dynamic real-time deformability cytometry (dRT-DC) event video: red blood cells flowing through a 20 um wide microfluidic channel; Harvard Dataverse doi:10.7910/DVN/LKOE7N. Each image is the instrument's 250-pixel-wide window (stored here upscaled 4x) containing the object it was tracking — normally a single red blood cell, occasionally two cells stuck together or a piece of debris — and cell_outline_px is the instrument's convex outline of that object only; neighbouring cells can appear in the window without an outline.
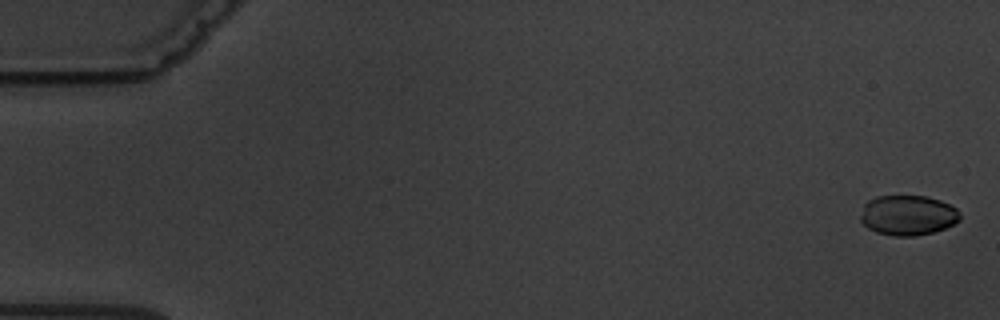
{"species": "common noctule bat (a hibernating species)", "species_latin": "Nyctalus noctula", "temperature_condition": "warm", "stored_images_in_passage": 14, "camera_frame_rate_fps": 3000, "um_per_image_px": 0.085, "animal": {"sex": "male", "body_mass_g": 19.5, "forearm_length_mm": 54.6}, "frame": {"image": 1, "passage_image": 1, "time_ms": 0.0, "image_size_px": [1000, 320], "cell_outline_px": [[960, 220], [944, 228], [932, 232], [912, 236], [892, 236], [876, 232], [868, 228], [860, 220], [860, 216], [864, 204], [868, 200], [876, 196], [928, 196], [940, 200], [956, 208], [960, 212]], "centroid_in_image_um": [77.15, 18.29], "position_along_channel_um": 7.9, "area_um2": 23.24}}
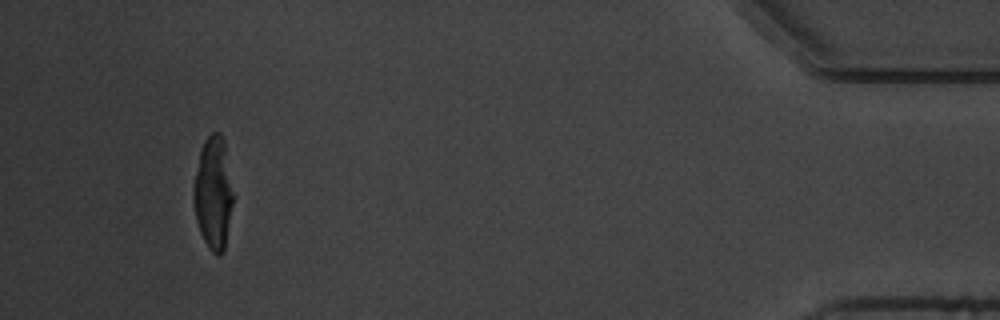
{"frame": {"image": 2, "passage_image": 14, "time_ms": 17.667, "image_size_px": [1000, 320], "cell_outline_px": [[236, 196], [224, 248], [220, 256], [216, 256], [208, 248], [200, 232], [196, 220], [192, 200], [192, 188], [200, 148], [204, 140], [212, 132], [220, 132], [224, 140]], "centroid_in_image_um": [18.15, 16.39], "position_along_channel_um": 417.0, "area_um2": 27.11}, "authors_computed_cell_mechanics": {"area_um2": 26.5302, "velocity_mm_per_s": 3.5498, "shape_relaxation_time_tau1_ms": 3.8048, "shape_relaxation_time_tau2_ms": null, "deformation_change_tau1": 0.1018, "deformation_change_tau2": null}}